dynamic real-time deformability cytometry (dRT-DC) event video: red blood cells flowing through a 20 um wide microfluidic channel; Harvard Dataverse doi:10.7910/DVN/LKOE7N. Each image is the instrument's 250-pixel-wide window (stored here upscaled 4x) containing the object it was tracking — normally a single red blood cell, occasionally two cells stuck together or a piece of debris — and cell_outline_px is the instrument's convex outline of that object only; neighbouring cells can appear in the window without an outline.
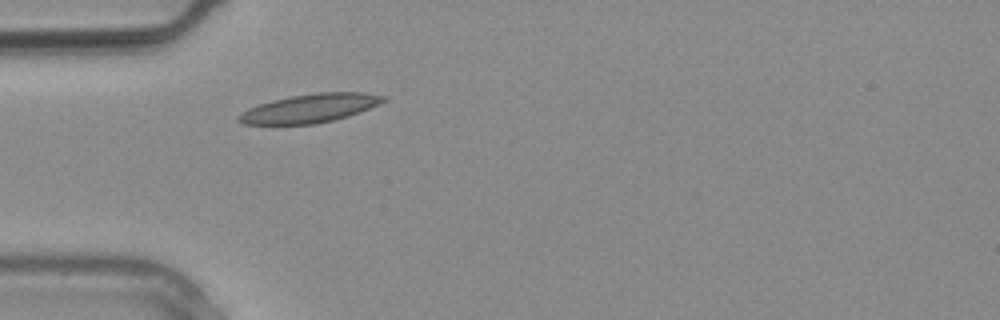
{"species": "common noctule bat (a hibernating species)", "species_latin": "Nyctalus noctula", "temperature_condition": "warm", "stored_images_in_passage": 2, "camera_frame_rate_fps": 3000, "um_per_image_px": 0.085, "animal": {"sex": "male", "body_mass_g": 20.4}, "frame": {"image": 1, "passage_image": 2, "time_ms": 0.333, "image_size_px": [1000, 320], "cell_outline_px": [[388, 100], [380, 104], [360, 112], [348, 116], [316, 124], [244, 124], [236, 120], [236, 116], [248, 108], [272, 100], [292, 96], [316, 92], [360, 92], [388, 96]], "centroid_in_image_um": [26.37, 9.2], "position_along_channel_um": 58.6, "area_um2": 24.22}}